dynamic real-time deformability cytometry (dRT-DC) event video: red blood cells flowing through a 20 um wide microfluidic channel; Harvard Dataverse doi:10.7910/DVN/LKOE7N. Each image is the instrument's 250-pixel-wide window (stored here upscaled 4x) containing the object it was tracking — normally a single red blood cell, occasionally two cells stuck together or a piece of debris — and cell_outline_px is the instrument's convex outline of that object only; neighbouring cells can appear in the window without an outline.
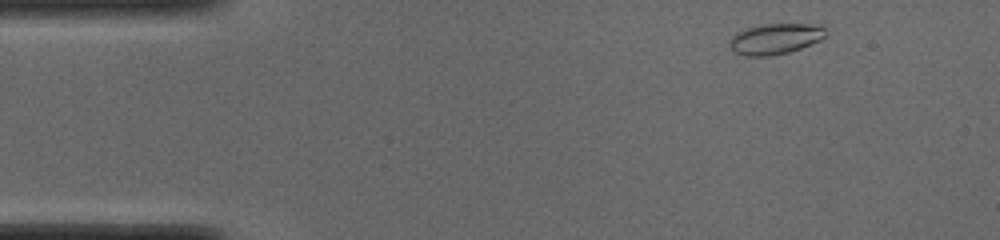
{"species": "common noctule bat (a hibernating species)", "species_latin": "Nyctalus noctula", "temperature_condition": "cold", "stored_images_in_passage": 47, "camera_frame_rate_fps": 3000, "um_per_image_px": 0.085, "animal": {"sex": "male", "body_mass_g": 19.0, "forearm_length_mm": 50.8}, "frame": {"image": 1, "passage_image": 1, "time_ms": 0.0, "image_size_px": [1000, 240], "cell_outline_px": [[828, 36], [820, 40], [800, 48], [788, 52], [768, 56], [744, 56], [736, 52], [728, 44], [728, 40], [736, 32], [748, 28], [764, 24], [808, 24], [824, 28], [828, 32]], "centroid_in_image_um": [65.88, 3.3], "position_along_channel_um": 19.1, "area_um2": 17.11}}
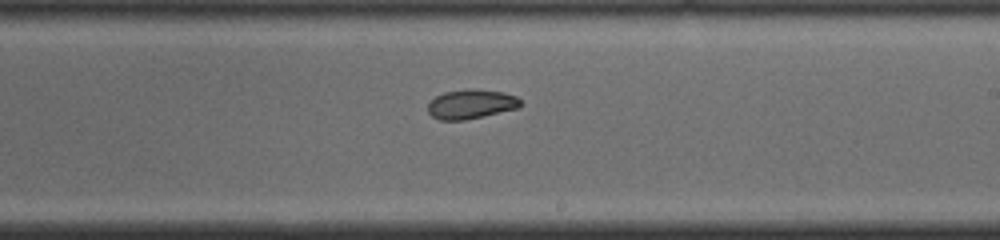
{"frame": {"image": 2, "passage_image": 25, "time_ms": 8.0, "image_size_px": [1000, 240], "cell_outline_px": [[520, 108], [464, 120], [440, 120], [432, 116], [428, 112], [428, 104], [436, 96], [444, 92], [468, 88], [476, 88], [504, 92], [516, 96], [520, 100]], "centroid_in_image_um": [40.05, 8.84], "position_along_channel_um": 249.0, "area_um2": 15.95}}
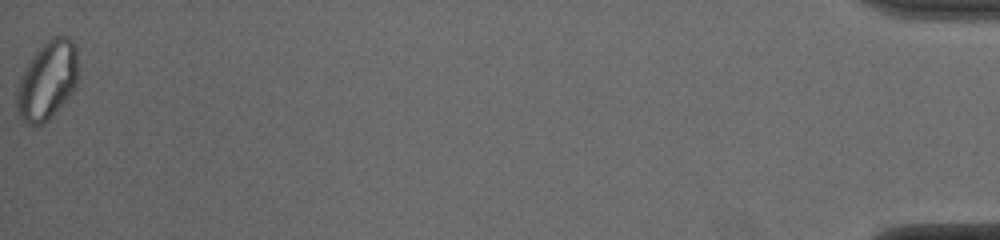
{"frame": {"image": 3, "passage_image": 47, "time_ms": 15.333, "image_size_px": [1000, 240], "cell_outline_px": [[76, 84], [72, 92], [48, 120], [44, 124], [28, 124], [16, 112], [16, 88], [20, 76], [24, 68], [32, 56], [48, 40], [56, 36], [68, 36], [72, 40], [76, 48]], "centroid_in_image_um": [3.98, 6.85], "position_along_channel_um": 431.2, "area_um2": 27.74}, "authors_computed_cell_mechanics": {"area_um2": 17.1666, "velocity_mm_per_s": 3.8703, "shape_relaxation_time_tau1_ms": 4.0459, "shape_relaxation_time_tau2_ms": 3.4649, "deformation_change_tau1": 0.1184, "deformation_change_tau2": 0.0671}}